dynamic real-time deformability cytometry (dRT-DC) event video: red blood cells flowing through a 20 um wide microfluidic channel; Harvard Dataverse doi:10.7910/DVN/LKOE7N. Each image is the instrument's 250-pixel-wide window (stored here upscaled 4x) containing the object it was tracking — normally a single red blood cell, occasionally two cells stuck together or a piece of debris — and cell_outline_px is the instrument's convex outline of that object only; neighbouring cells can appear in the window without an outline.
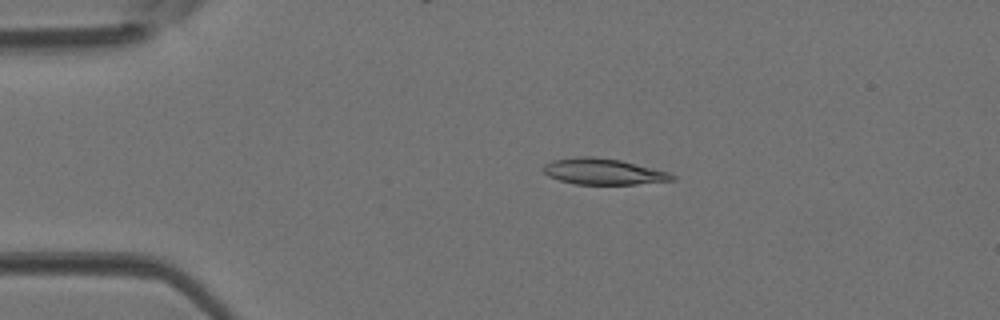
{"species": "Egyptian fruit bat (a non-hibernating species)", "species_latin": "Rousettus aegyptiacus", "temperature_condition": "room temperature", "stored_images_in_passage": 43, "camera_frame_rate_fps": 3000, "um_per_image_px": 0.085, "animal": {"sex": "female"}, "frame": {"image": 1, "passage_image": 8, "time_ms": 2.333, "image_size_px": [1000, 320], "cell_outline_px": [[676, 180], [636, 184], [576, 184], [560, 180], [548, 176], [540, 168], [544, 164], [552, 160], [576, 156], [592, 156], [620, 160], [668, 172], [676, 176]], "centroid_in_image_um": [51.24, 14.58], "position_along_channel_um": 33.8, "area_um2": 19.59}}
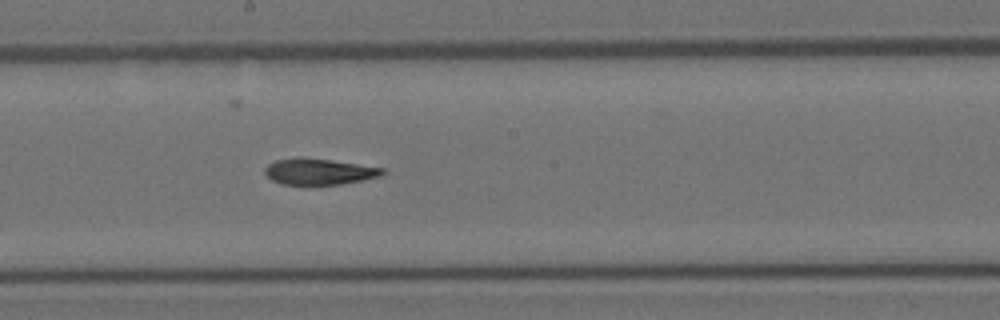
{"frame": {"image": 2, "passage_image": 23, "time_ms": 7.333, "image_size_px": [1000, 320], "cell_outline_px": [[388, 172], [380, 176], [340, 184], [280, 184], [272, 180], [264, 172], [264, 168], [268, 164], [276, 160], [296, 156], [328, 160], [384, 168]], "centroid_in_image_um": [27.08, 14.57], "position_along_channel_um": 221.1, "area_um2": 17.74}}
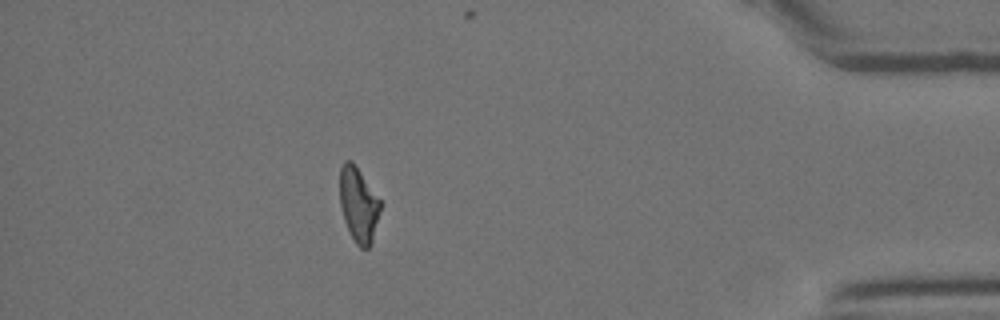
{"frame": {"image": 3, "passage_image": 38, "time_ms": 12.333, "image_size_px": [1000, 320], "cell_outline_px": [[380, 208], [372, 244], [368, 248], [360, 248], [356, 244], [344, 220], [340, 204], [340, 168], [344, 160], [352, 160], [380, 200]], "centroid_in_image_um": [30.46, 17.39], "position_along_channel_um": 404.7, "area_um2": 17.46}}